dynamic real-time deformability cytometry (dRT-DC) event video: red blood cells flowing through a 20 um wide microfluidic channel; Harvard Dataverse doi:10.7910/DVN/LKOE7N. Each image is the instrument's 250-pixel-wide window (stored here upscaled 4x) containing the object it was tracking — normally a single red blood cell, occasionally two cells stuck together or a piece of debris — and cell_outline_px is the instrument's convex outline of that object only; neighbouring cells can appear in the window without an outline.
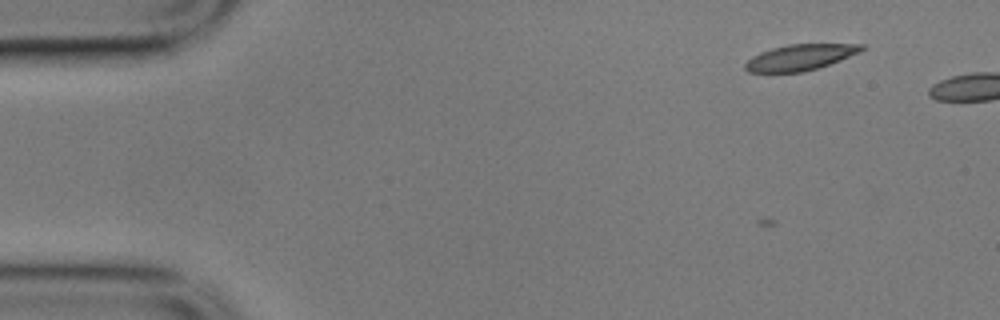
{"species": "common noctule bat (a hibernating species)", "species_latin": "Nyctalus noctula", "temperature_condition": "cold", "stored_images_in_passage": 8, "camera_frame_rate_fps": 3000, "um_per_image_px": 0.085, "animal": {"sex": "male", "body_mass_g": 17.9}, "frame": {"image": 1, "passage_image": 8, "time_ms": 2.333, "image_size_px": [1000, 320], "cell_outline_px": [[868, 48], [860, 52], [840, 60], [804, 72], [748, 72], [744, 68], [744, 64], [752, 56], [760, 52], [772, 48], [788, 44], [868, 44]], "centroid_in_image_um": [68.04, 4.86], "position_along_channel_um": 17.0, "area_um2": 17.63}}